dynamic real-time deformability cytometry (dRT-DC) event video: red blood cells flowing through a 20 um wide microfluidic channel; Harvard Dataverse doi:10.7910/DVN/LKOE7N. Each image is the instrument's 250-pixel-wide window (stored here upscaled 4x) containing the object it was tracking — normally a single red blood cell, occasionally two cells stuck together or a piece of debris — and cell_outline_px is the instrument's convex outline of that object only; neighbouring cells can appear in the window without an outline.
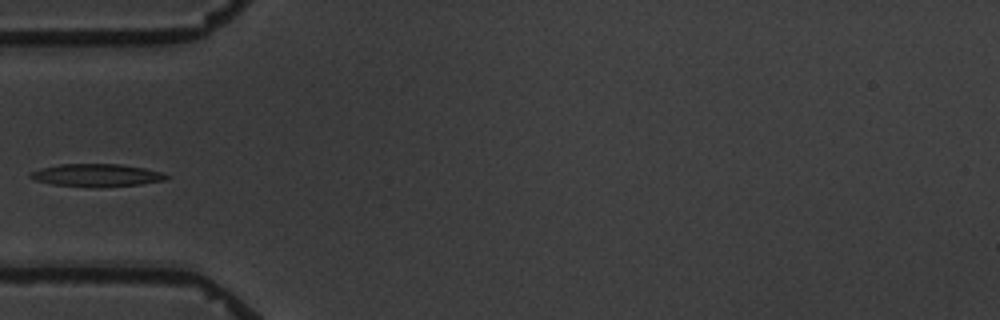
{"species": "common noctule bat (a hibernating species)", "species_latin": "Nyctalus noctula", "temperature_condition": "warm", "stored_images_in_passage": 6, "camera_frame_rate_fps": 3000, "um_per_image_px": 0.085, "animal": {"sex": "male", "body_mass_g": 19.5, "forearm_length_mm": 54.6}, "frame": {"image": 1, "passage_image": 4, "time_ms": 3.667, "image_size_px": [1000, 320], "cell_outline_px": [[172, 176], [164, 180], [140, 184], [52, 184], [36, 180], [28, 176], [28, 172], [40, 168], [60, 164], [120, 164], [144, 168], [160, 172]], "centroid_in_image_um": [8.18, 14.83], "position_along_channel_um": 76.8, "area_um2": 16.82}}
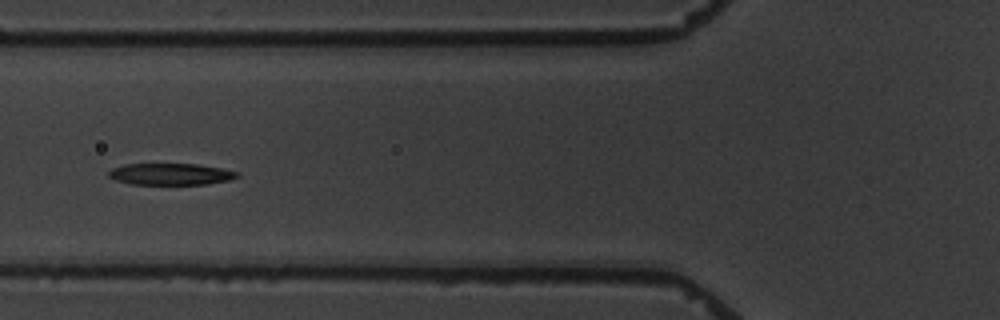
{"frame": {"image": 2, "passage_image": 5, "time_ms": 4.667, "image_size_px": [1000, 320], "cell_outline_px": [[240, 176], [228, 180], [208, 184], [132, 184], [116, 180], [108, 176], [108, 172], [112, 168], [124, 164], [196, 164], [220, 168], [240, 172]], "centroid_in_image_um": [14.51, 14.8], "position_along_channel_um": 111.3, "area_um2": 16.13}}
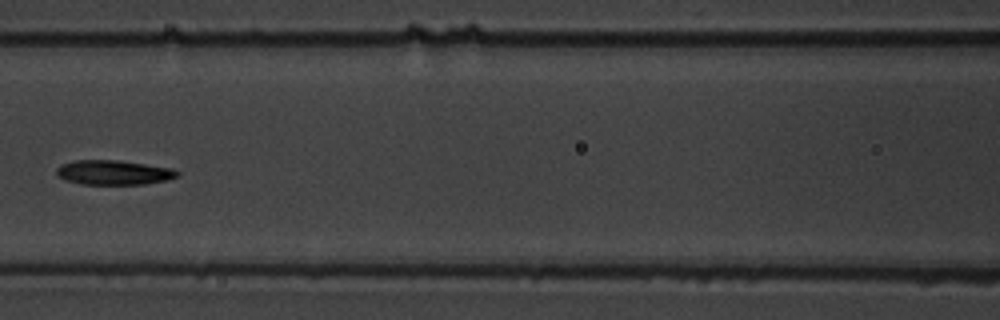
{"frame": {"image": 3, "passage_image": 6, "time_ms": 6.0, "image_size_px": [1000, 320], "cell_outline_px": [[180, 176], [168, 180], [144, 184], [80, 184], [64, 180], [56, 176], [56, 168], [60, 164], [72, 160], [116, 160], [172, 168], [180, 172]], "centroid_in_image_um": [9.62, 14.66], "position_along_channel_um": 157.0, "area_um2": 17.51}}